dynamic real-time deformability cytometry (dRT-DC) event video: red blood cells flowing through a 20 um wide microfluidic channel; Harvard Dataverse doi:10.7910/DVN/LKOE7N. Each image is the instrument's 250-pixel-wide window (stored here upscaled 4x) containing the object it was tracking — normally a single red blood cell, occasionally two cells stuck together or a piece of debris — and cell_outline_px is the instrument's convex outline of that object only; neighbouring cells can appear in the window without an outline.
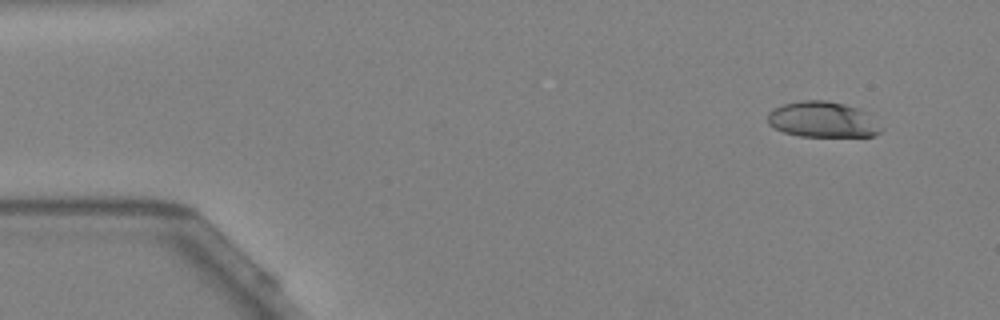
{"species": "Egyptian fruit bat (a non-hibernating species)", "species_latin": "Rousettus aegyptiacus", "temperature_condition": "warm", "stored_images_in_passage": 10, "camera_frame_rate_fps": 3000, "um_per_image_px": 0.085, "animal": {"sex": "female"}, "frame": {"image": 1, "passage_image": 4, "time_ms": 1.0, "image_size_px": [1000, 320], "cell_outline_px": [[884, 128], [876, 136], [800, 136], [784, 132], [768, 124], [768, 112], [772, 108], [784, 104], [800, 100], [824, 100], [844, 104], [860, 108]], "centroid_in_image_um": [69.93, 10.16], "position_along_channel_um": 15.1, "area_um2": 23.64}}